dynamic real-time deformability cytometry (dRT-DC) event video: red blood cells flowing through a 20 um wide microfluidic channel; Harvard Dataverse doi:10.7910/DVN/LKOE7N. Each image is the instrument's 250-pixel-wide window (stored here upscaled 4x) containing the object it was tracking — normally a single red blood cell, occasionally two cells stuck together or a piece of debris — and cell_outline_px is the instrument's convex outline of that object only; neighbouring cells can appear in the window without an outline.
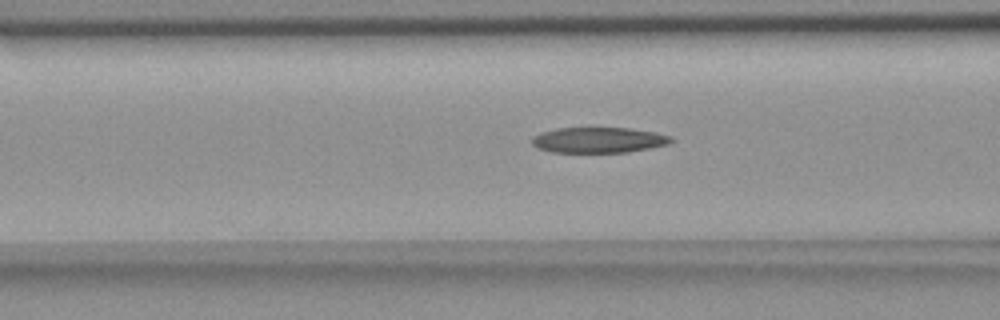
{"species": "common noctule bat (a hibernating species)", "species_latin": "Nyctalus noctula", "temperature_condition": "room temperature", "stored_images_in_passage": 49, "camera_frame_rate_fps": 3000, "um_per_image_px": 0.085, "animal": {"sex": "female", "body_mass_g": 18.4}, "frame": {"image": 1, "passage_image": 21, "time_ms": 6.667, "image_size_px": [1000, 320], "cell_outline_px": [[672, 140], [668, 144], [628, 152], [552, 152], [540, 148], [532, 144], [532, 140], [536, 136], [544, 132], [556, 128], [628, 128], [656, 132], [672, 136]], "centroid_in_image_um": [50.93, 11.9], "position_along_channel_um": 115.7, "area_um2": 20.4}}
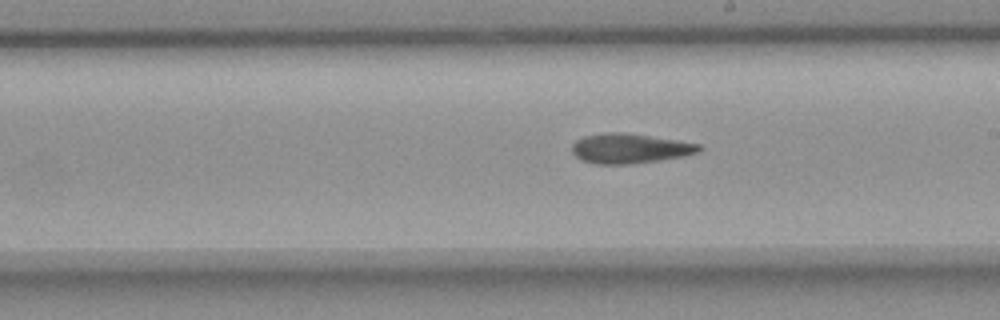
{"frame": {"image": 2, "passage_image": 31, "time_ms": 10.0, "image_size_px": [1000, 320], "cell_outline_px": [[704, 148], [700, 152], [684, 156], [628, 164], [596, 164], [584, 160], [576, 156], [572, 152], [572, 144], [576, 140], [584, 136], [608, 132], [624, 132], [676, 140], [700, 144]], "centroid_in_image_um": [53.55, 12.61], "position_along_channel_um": 235.5, "area_um2": 21.91}}
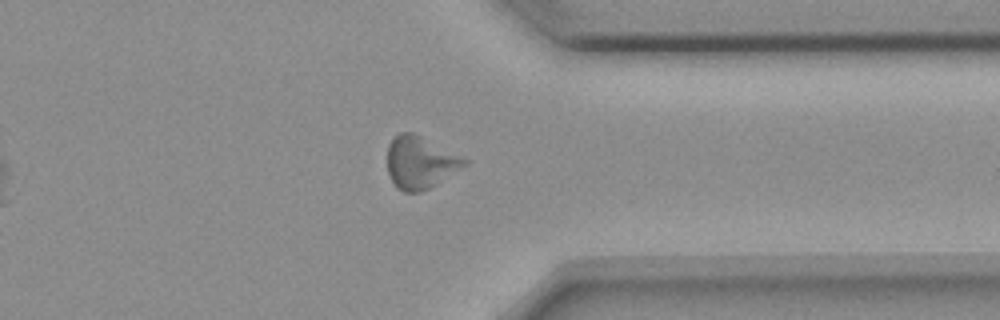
{"frame": {"image": 3, "passage_image": 43, "time_ms": 14.0, "image_size_px": [1000, 320], "cell_outline_px": [[468, 164], [428, 188], [420, 192], [404, 192], [396, 188], [388, 172], [388, 144], [400, 132], [412, 132], [468, 160]], "centroid_in_image_um": [35.68, 13.82], "position_along_channel_um": 375.7, "area_um2": 22.95}}